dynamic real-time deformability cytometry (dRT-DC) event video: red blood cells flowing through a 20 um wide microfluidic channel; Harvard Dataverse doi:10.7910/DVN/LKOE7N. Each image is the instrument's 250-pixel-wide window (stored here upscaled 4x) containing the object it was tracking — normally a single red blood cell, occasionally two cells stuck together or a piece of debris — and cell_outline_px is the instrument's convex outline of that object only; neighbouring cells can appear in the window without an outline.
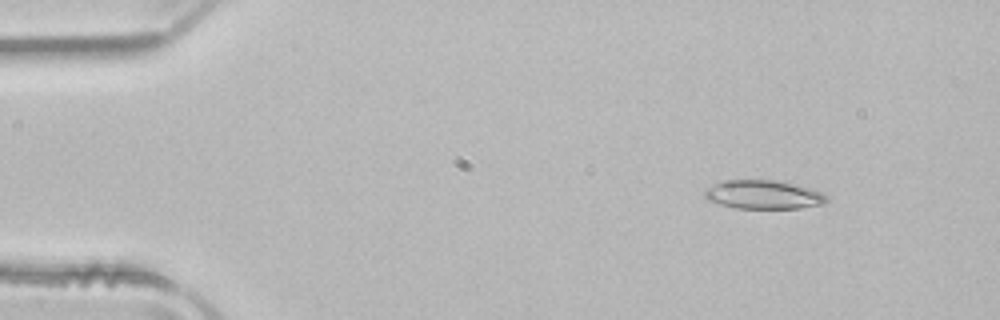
{"species": "common noctule bat (a hibernating species)", "species_latin": "Nyctalus noctula", "temperature_condition": "room temperature", "stored_images_in_passage": 50, "camera_frame_rate_fps": 3000, "um_per_image_px": 0.085, "animal": {"sex": "male", "body_mass_g": 21.5, "forearm_length_mm": 52.0}, "frame": {"image": 1, "passage_image": 5, "time_ms": 1.333, "image_size_px": [1000, 320], "cell_outline_px": [[828, 200], [824, 204], [800, 208], [736, 208], [720, 204], [708, 200], [704, 196], [704, 192], [708, 188], [716, 184], [728, 180], [776, 180], [824, 192], [828, 196]], "centroid_in_image_um": [64.94, 16.55], "position_along_channel_um": 20.1, "area_um2": 20.23}}
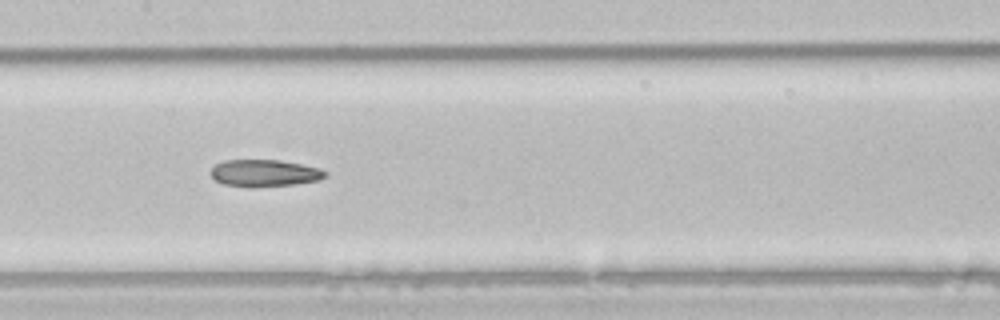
{"frame": {"image": 2, "passage_image": 24, "time_ms": 7.667, "image_size_px": [1000, 320], "cell_outline_px": [[328, 172], [324, 176], [316, 180], [296, 184], [248, 188], [224, 184], [216, 180], [208, 172], [216, 164], [224, 160], [280, 160], [320, 168]], "centroid_in_image_um": [22.44, 14.72], "position_along_channel_um": 185.0, "area_um2": 18.03}}
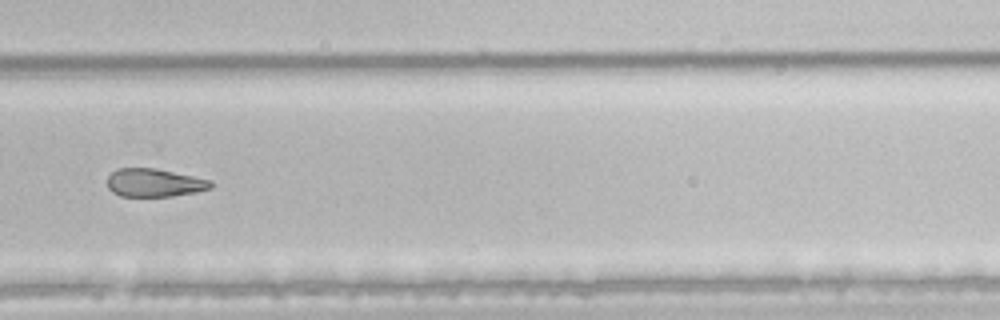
{"frame": {"image": 3, "passage_image": 34, "time_ms": 11.0, "image_size_px": [1000, 320], "cell_outline_px": [[212, 188], [172, 196], [120, 196], [112, 192], [108, 188], [108, 176], [112, 172], [120, 168], [156, 168], [212, 180]], "centroid_in_image_um": [13.11, 15.53], "position_along_channel_um": 316.7, "area_um2": 16.88}, "authors_computed_cell_mechanics": {"area_um2": 19.7676, "velocity_mm_per_s": 3.976, "shape_relaxation_time_tau1_ms": 6.5854, "shape_relaxation_time_tau2_ms": 6.4277, "deformation_change_tau1": 0.1612, "deformation_change_tau2": 0.1702}}